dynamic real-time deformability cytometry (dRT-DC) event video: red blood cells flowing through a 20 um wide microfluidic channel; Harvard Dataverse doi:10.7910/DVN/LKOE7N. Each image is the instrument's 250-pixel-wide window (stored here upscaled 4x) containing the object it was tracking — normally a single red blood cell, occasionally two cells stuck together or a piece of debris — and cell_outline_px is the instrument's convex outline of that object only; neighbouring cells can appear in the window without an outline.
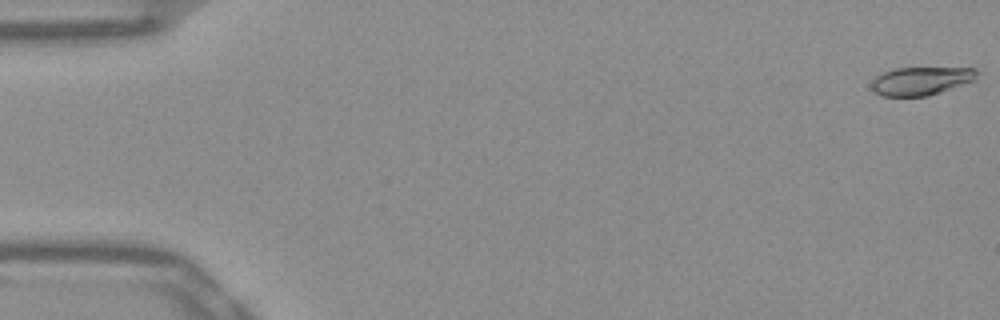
{"species": "Egyptian fruit bat (a non-hibernating species)", "species_latin": "Rousettus aegyptiacus", "temperature_condition": "warm", "stored_images_in_passage": 54, "segment_of_instrument_passage": [1, 2], "camera_frame_rate_fps": 3000, "um_per_image_px": 0.085, "frame": {"image": 1, "passage_image": 1, "time_ms": 0.0, "image_size_px": [1000, 320], "cell_outline_px": [[980, 72], [976, 80], [928, 96], [880, 96], [872, 88], [872, 80], [880, 72], [892, 68], [976, 68]], "centroid_in_image_um": [78.3, 6.87], "position_along_channel_um": 6.7, "area_um2": 17.57}}
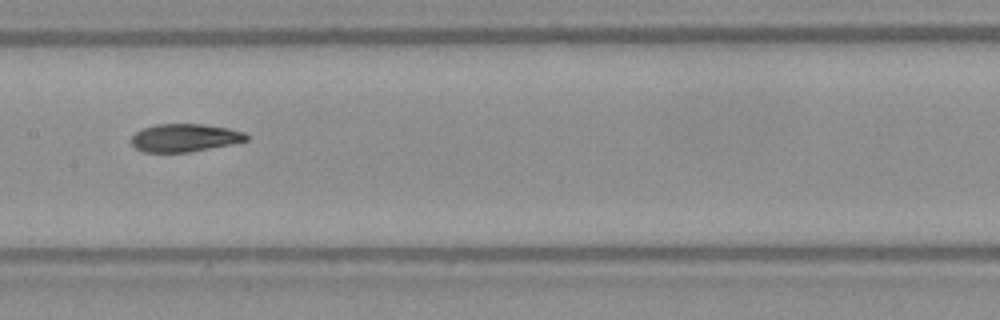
{"frame": {"image": 2, "passage_image": 27, "time_ms": 8.667, "image_size_px": [1000, 320], "cell_outline_px": [[248, 140], [232, 144], [188, 152], [144, 152], [136, 148], [132, 144], [132, 136], [136, 132], [144, 128], [156, 124], [204, 124], [228, 128], [244, 132], [248, 136]], "centroid_in_image_um": [15.71, 11.71], "position_along_channel_um": 191.7, "area_um2": 18.61}}
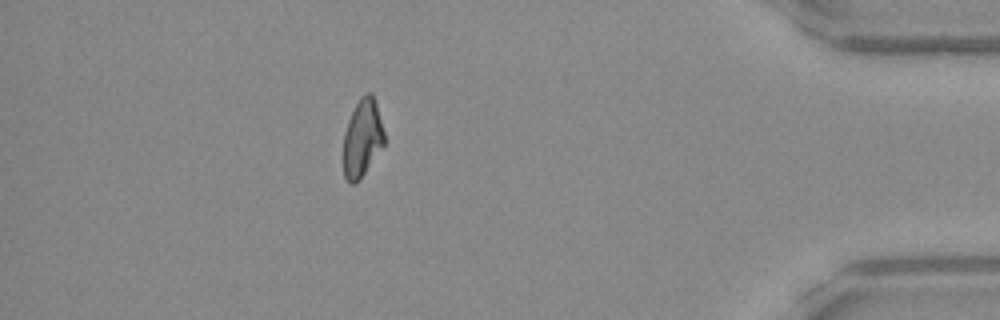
{"frame": {"image": 3, "passage_image": 47, "time_ms": 15.333, "image_size_px": [1000, 320], "cell_outline_px": [[384, 144], [360, 180], [356, 184], [352, 184], [344, 176], [344, 132], [348, 120], [360, 96], [364, 92], [372, 92], [376, 104], [384, 132]], "centroid_in_image_um": [30.79, 11.73], "position_along_channel_um": 404.4, "area_um2": 18.38}}